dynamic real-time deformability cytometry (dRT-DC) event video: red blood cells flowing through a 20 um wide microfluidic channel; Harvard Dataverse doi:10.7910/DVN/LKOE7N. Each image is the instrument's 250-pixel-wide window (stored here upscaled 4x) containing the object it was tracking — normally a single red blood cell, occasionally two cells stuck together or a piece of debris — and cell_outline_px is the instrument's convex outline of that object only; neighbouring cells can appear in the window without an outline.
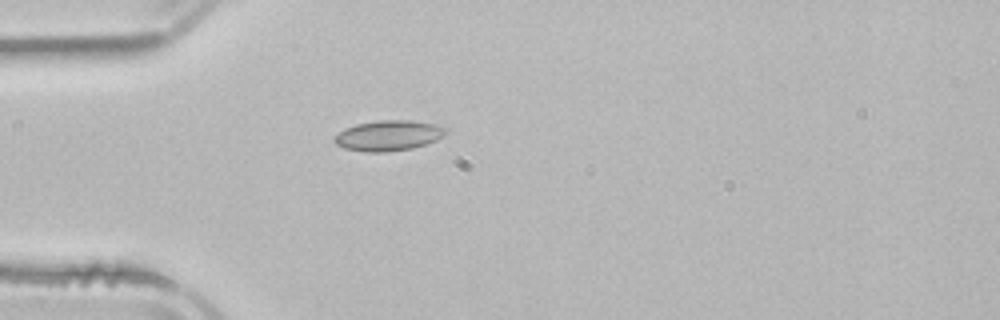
{"species": "common noctule bat (a hibernating species)", "species_latin": "Nyctalus noctula", "temperature_condition": "room temperature", "stored_images_in_passage": 3, "camera_frame_rate_fps": 3000, "um_per_image_px": 0.085, "animal": {"sex": "male", "body_mass_g": 21.5, "forearm_length_mm": 52.0}, "frame": {"image": 1, "passage_image": 3, "time_ms": 4.0, "image_size_px": [1000, 320], "cell_outline_px": [[448, 132], [444, 136], [436, 140], [412, 148], [384, 152], [364, 152], [344, 148], [336, 144], [332, 140], [344, 128], [356, 124], [380, 120], [412, 120], [436, 124], [448, 128]], "centroid_in_image_um": [33.04, 11.51], "position_along_channel_um": 52.0, "area_um2": 19.83}}